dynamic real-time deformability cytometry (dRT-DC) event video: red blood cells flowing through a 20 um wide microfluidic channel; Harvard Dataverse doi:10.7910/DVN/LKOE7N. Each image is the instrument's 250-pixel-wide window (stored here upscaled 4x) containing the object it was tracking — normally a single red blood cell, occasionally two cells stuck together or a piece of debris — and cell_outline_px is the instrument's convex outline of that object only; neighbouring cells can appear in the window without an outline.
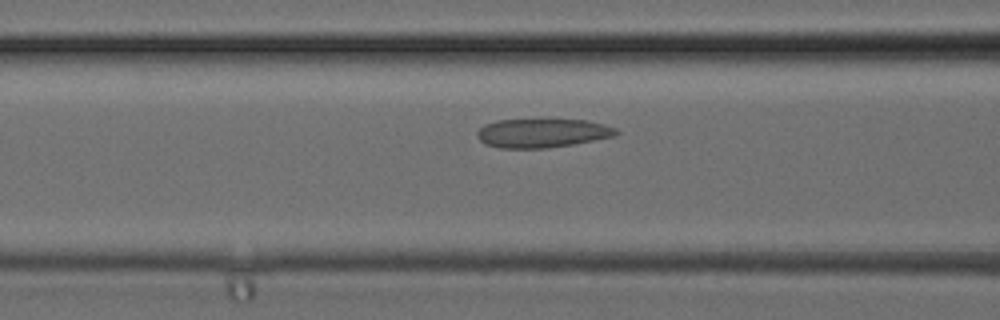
{"species": "common noctule bat (a hibernating species)", "species_latin": "Nyctalus noctula", "temperature_condition": "cold", "stored_images_in_passage": 11, "camera_frame_rate_fps": 3000, "um_per_image_px": 0.085, "animal": {"sex": "female", "body_mass_g": 24.6, "forearm_length_mm": 56.2}, "frame": {"image": 1, "passage_image": 10, "time_ms": 3.0, "image_size_px": [1000, 320], "cell_outline_px": [[620, 132], [612, 136], [572, 144], [548, 148], [500, 148], [484, 144], [476, 136], [476, 132], [484, 124], [496, 120], [544, 116], [588, 120], [604, 124], [616, 128]], "centroid_in_image_um": [46.05, 11.24], "position_along_channel_um": 120.6, "area_um2": 24.62}}